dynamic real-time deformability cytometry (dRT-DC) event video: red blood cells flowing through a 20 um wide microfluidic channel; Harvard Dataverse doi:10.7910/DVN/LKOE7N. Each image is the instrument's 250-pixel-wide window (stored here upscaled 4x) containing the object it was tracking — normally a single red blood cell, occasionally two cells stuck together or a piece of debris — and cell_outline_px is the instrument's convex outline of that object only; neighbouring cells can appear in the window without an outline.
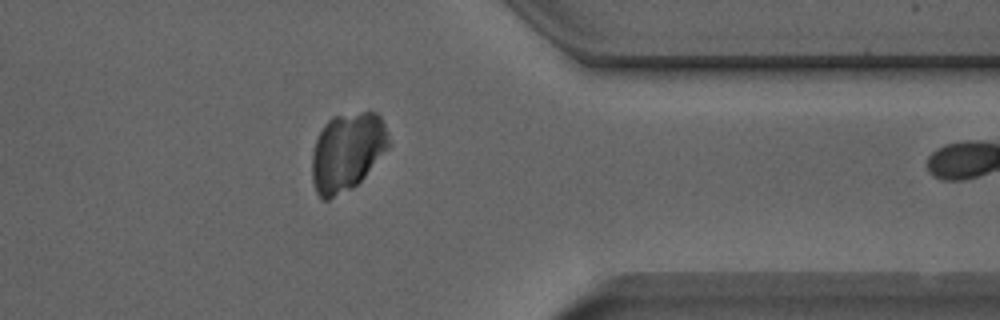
{"species": "Egyptian fruit bat (a non-hibernating species)", "species_latin": "Rousettus aegyptiacus", "temperature_condition": "room temperature", "stored_images_in_passage": 37, "camera_frame_rate_fps": 3000, "um_per_image_px": 0.085, "animal": {"sex": "male"}, "frame": {"image": 1, "passage_image": 36, "time_ms": 11.667, "image_size_px": [1000, 320], "cell_outline_px": [[388, 148], [364, 176], [352, 188], [328, 200], [324, 200], [316, 192], [312, 180], [312, 152], [316, 140], [324, 124], [332, 116], [360, 112], [376, 112], [380, 116], [384, 124], [388, 136]], "centroid_in_image_um": [29.48, 12.9], "position_along_channel_um": 381.9, "area_um2": 34.68}}